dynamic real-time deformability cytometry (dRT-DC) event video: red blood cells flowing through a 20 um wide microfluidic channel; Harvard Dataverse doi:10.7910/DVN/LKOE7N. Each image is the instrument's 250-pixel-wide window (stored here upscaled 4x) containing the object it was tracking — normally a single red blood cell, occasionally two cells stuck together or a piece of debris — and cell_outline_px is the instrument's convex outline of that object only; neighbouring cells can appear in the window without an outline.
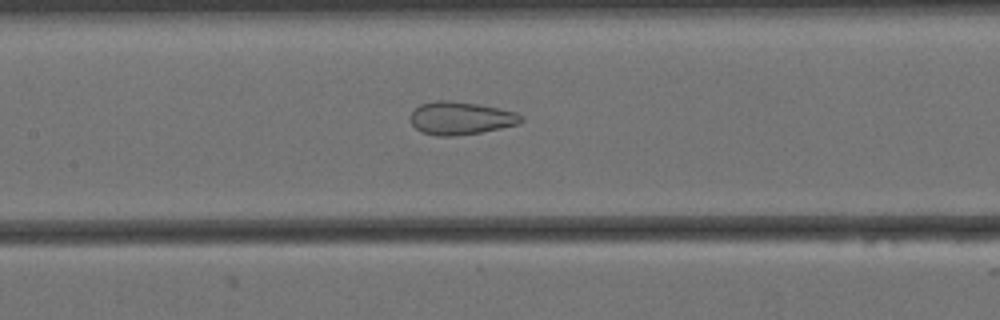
{"species": "Egyptian fruit bat (a non-hibernating species)", "species_latin": "Rousettus aegyptiacus", "temperature_condition": "cold", "stored_images_in_passage": 45, "camera_frame_rate_fps": 3000, "um_per_image_px": 0.085, "animal": {"sex": "female"}, "frame": {"image": 1, "passage_image": 13, "time_ms": 4.0, "image_size_px": [1000, 320], "cell_outline_px": [[524, 120], [520, 124], [480, 132], [456, 136], [436, 136], [420, 132], [412, 124], [408, 116], [420, 104], [436, 100], [452, 100], [500, 108], [516, 112], [524, 116]], "centroid_in_image_um": [39.16, 10.04], "position_along_channel_um": 168.2, "area_um2": 21.5}}
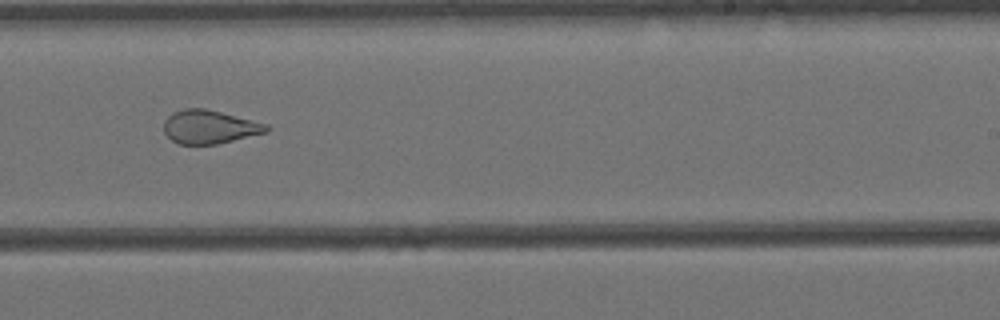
{"frame": {"image": 2, "passage_image": 22, "time_ms": 7.0, "image_size_px": [1000, 320], "cell_outline_px": [[272, 128], [268, 132], [216, 144], [180, 144], [172, 140], [164, 132], [164, 120], [172, 112], [184, 108], [204, 108], [268, 124]], "centroid_in_image_um": [17.81, 10.78], "position_along_channel_um": 271.2, "area_um2": 20.0}}
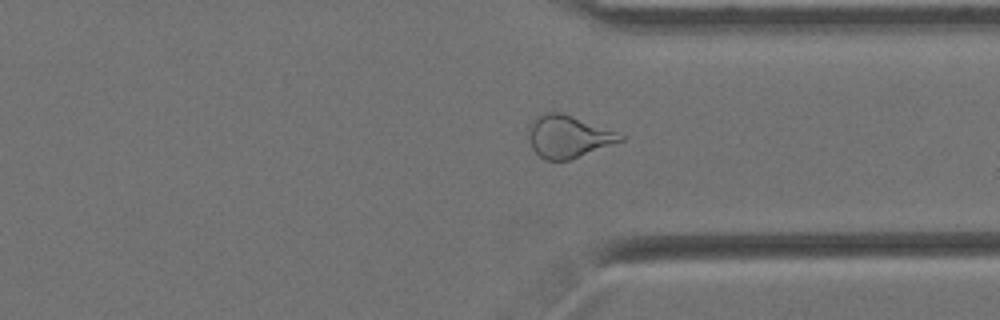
{"frame": {"image": 3, "passage_image": 30, "time_ms": 9.667, "image_size_px": [1000, 320], "cell_outline_px": [[624, 140], [568, 160], [544, 160], [532, 148], [528, 136], [528, 128], [532, 120], [536, 116], [544, 112], [564, 112], [616, 132], [624, 136]], "centroid_in_image_um": [48.25, 11.58], "position_along_channel_um": 363.1, "area_um2": 22.54}, "authors_computed_cell_mechanics": {"area_um2": 21.9062, "velocity_mm_per_s": 3.4618, "shape_relaxation_time_tau1_ms": null, "shape_relaxation_time_tau2_ms": 1.5667, "deformation_change_tau1": null, "deformation_change_tau2": 0.0902}}